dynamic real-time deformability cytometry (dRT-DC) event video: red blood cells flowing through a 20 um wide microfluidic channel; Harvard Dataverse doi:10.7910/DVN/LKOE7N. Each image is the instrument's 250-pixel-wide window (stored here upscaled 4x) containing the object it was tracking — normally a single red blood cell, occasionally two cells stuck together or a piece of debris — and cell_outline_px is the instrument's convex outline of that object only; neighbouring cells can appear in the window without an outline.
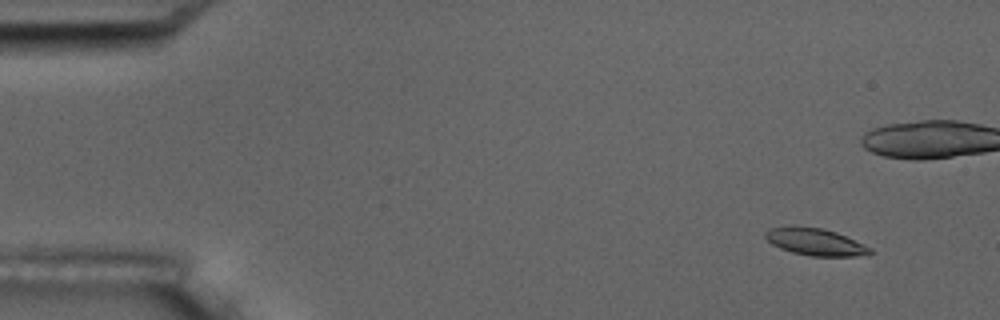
{"species": "common noctule bat (a hibernating species)", "species_latin": "Nyctalus noctula", "temperature_condition": "room temperature", "stored_images_in_passage": 11, "camera_frame_rate_fps": 3000, "um_per_image_px": 0.085, "animal": {"sex": "male", "body_mass_g": 17.5, "forearm_length_mm": 52.3}, "frame": {"image": 1, "passage_image": 2, "time_ms": 1.333, "image_size_px": [1000, 320], "cell_outline_px": [[876, 252], [868, 256], [808, 256], [792, 252], [780, 248], [772, 244], [764, 236], [764, 232], [768, 228], [820, 228], [836, 232], [872, 248]], "centroid_in_image_um": [69.38, 20.61], "position_along_channel_um": 15.6, "area_um2": 16.24}}
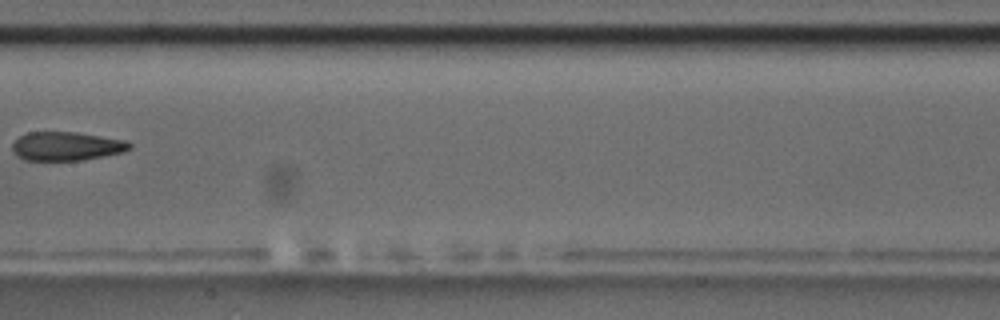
{"frame": {"image": 2, "passage_image": 10, "time_ms": 11.333, "image_size_px": [1000, 320], "cell_outline_px": [[132, 148], [124, 152], [84, 160], [24, 160], [12, 152], [12, 144], [20, 136], [28, 132], [76, 132], [128, 140], [132, 144]], "centroid_in_image_um": [5.69, 12.42], "position_along_channel_um": 201.7, "area_um2": 19.83}}
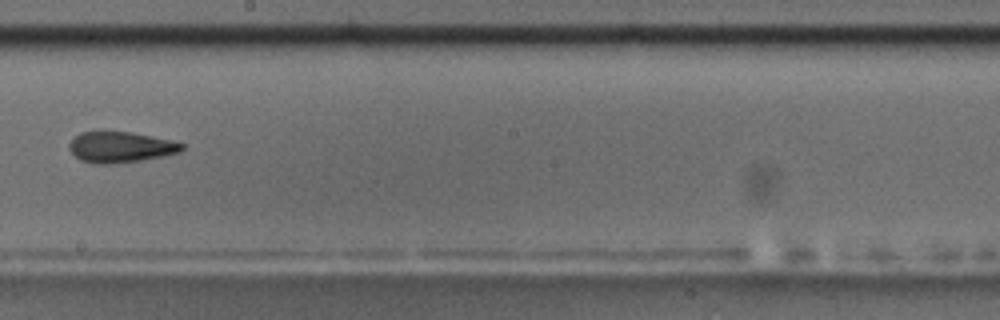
{"frame": {"image": 3, "passage_image": 11, "time_ms": 12.333, "image_size_px": [1000, 320], "cell_outline_px": [[184, 148], [180, 152], [164, 156], [140, 160], [108, 164], [100, 164], [80, 160], [68, 148], [68, 144], [80, 132], [100, 128], [104, 128], [128, 132], [172, 140], [184, 144]], "centroid_in_image_um": [10.2, 12.46], "position_along_channel_um": 238.0, "area_um2": 20.69}}